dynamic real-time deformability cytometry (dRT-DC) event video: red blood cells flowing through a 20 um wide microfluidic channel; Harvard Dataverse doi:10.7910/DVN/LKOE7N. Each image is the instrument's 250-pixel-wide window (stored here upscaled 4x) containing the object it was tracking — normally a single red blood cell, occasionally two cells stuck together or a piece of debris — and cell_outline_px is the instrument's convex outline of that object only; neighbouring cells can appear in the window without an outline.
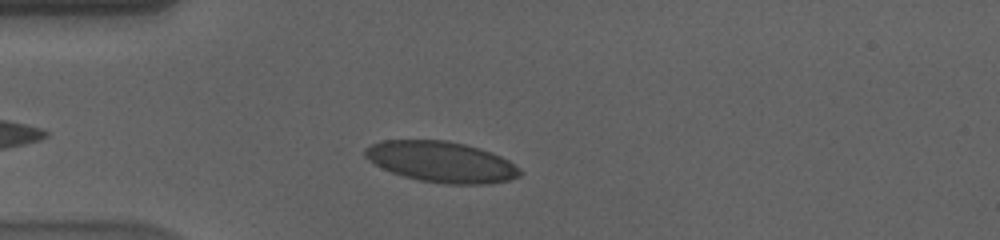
{"species": "human", "species_latin": "Homo sapiens", "temperature_condition": "cold", "stored_images_in_passage": 48, "camera_frame_rate_fps": 3000, "um_per_image_px": 0.085, "donor": {"sex": "male"}, "frame": {"image": 1, "passage_image": 6, "time_ms": 1.667, "image_size_px": [1000, 240], "cell_outline_px": [[524, 172], [520, 176], [508, 180], [488, 184], [444, 184], [420, 180], [404, 176], [392, 172], [368, 160], [364, 156], [364, 148], [380, 140], [444, 140], [464, 144], [480, 148], [500, 156], [508, 160], [520, 168]], "centroid_in_image_um": [37.53, 13.76], "position_along_channel_um": 47.5, "area_um2": 36.82}}
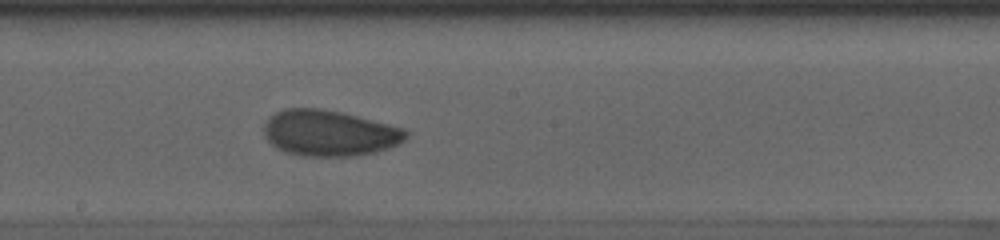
{"frame": {"image": 2, "passage_image": 22, "time_ms": 7.0, "image_size_px": [1000, 240], "cell_outline_px": [[408, 136], [400, 144], [376, 152], [356, 156], [300, 156], [284, 152], [276, 148], [264, 136], [264, 124], [268, 116], [284, 108], [320, 108], [340, 112], [404, 128], [408, 132]], "centroid_in_image_um": [27.97, 11.32], "position_along_channel_um": 220.2, "area_um2": 38.26}}
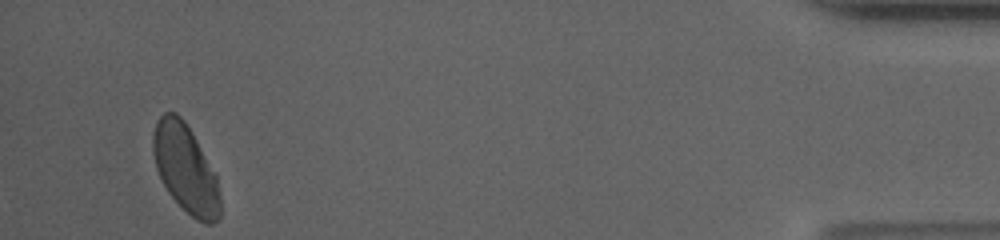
{"frame": {"image": 3, "passage_image": 45, "time_ms": 14.667, "image_size_px": [1000, 240], "cell_outline_px": [[220, 216], [212, 224], [204, 224], [196, 220], [168, 192], [156, 168], [152, 152], [152, 132], [156, 120], [164, 112], [176, 112], [184, 120], [192, 132], [216, 176], [220, 196]], "centroid_in_image_um": [15.75, 14.3], "position_along_channel_um": 419.5, "area_um2": 34.28}, "authors_computed_cell_mechanics": {"area_um2": 36.6452, "velocity_mm_per_s": 3.5602, "shape_relaxation_time_tau1_ms": 5.4344, "shape_relaxation_time_tau2_ms": 2.3019, "deformation_change_tau1": 0.1202, "deformation_change_tau2": 0.0591}}